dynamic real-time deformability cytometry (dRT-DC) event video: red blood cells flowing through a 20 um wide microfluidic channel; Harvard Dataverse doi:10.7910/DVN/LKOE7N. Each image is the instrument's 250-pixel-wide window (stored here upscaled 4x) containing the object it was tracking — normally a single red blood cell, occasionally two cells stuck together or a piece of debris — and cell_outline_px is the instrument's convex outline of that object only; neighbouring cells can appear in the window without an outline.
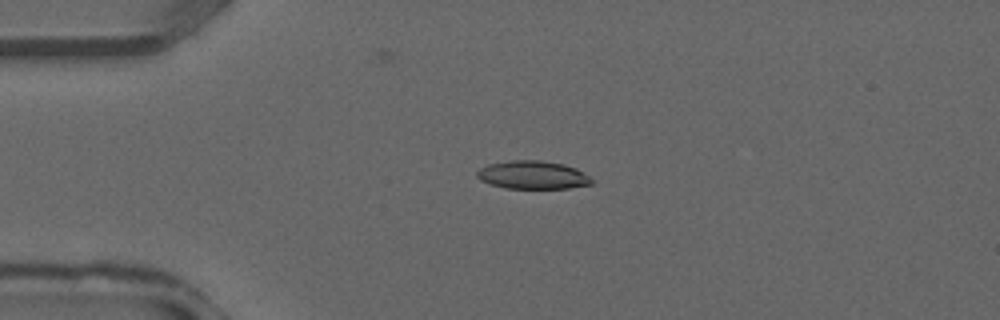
{"species": "common noctule bat (a hibernating species)", "species_latin": "Nyctalus noctula", "temperature_condition": "warm", "stored_images_in_passage": 37, "camera_frame_rate_fps": 3000, "um_per_image_px": 0.085, "animal": {"sex": "male", "forearm_length_mm": 52.5}, "frame": {"image": 1, "passage_image": 9, "time_ms": 2.667, "image_size_px": [1000, 320], "cell_outline_px": [[592, 184], [568, 188], [504, 188], [480, 180], [476, 176], [476, 172], [480, 168], [488, 164], [508, 160], [540, 160], [564, 164], [576, 168], [584, 172], [592, 180]], "centroid_in_image_um": [45.26, 14.86], "position_along_channel_um": 39.7, "area_um2": 18.84}}
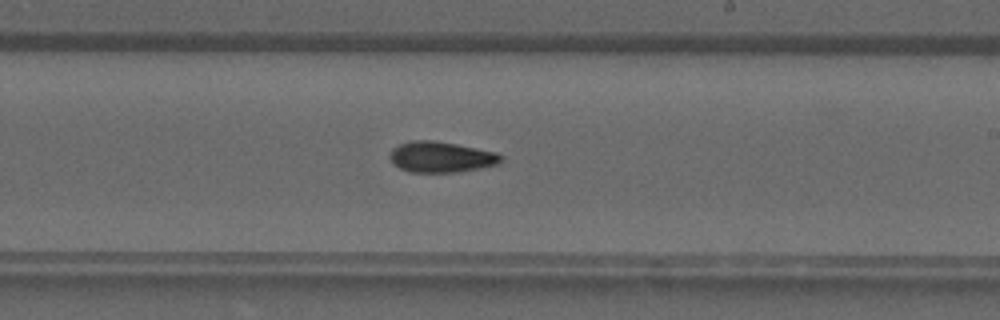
{"frame": {"image": 2, "passage_image": 22, "time_ms": 7.0, "image_size_px": [1000, 320], "cell_outline_px": [[504, 160], [500, 164], [480, 168], [456, 172], [408, 172], [392, 164], [388, 156], [392, 148], [400, 144], [412, 140], [432, 140], [456, 144], [496, 152], [504, 156]], "centroid_in_image_um": [37.49, 13.35], "position_along_channel_um": 251.5, "area_um2": 20.17}}
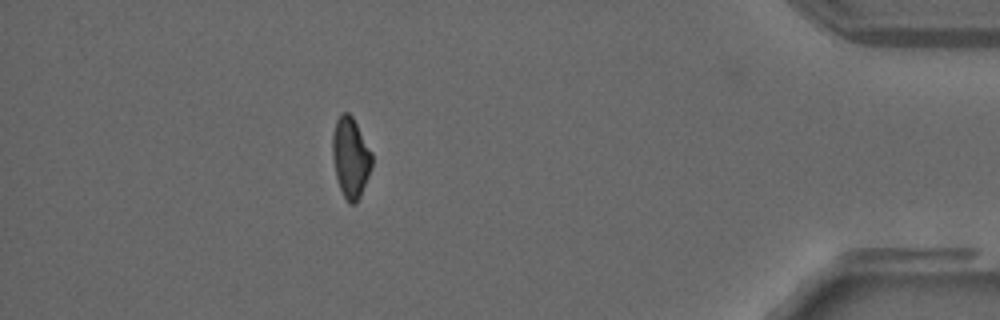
{"frame": {"image": 3, "passage_image": 33, "time_ms": 10.667, "image_size_px": [1000, 320], "cell_outline_px": [[372, 168], [360, 196], [356, 204], [348, 204], [340, 188], [336, 176], [332, 156], [332, 136], [336, 120], [340, 112], [348, 112], [352, 116], [372, 152]], "centroid_in_image_um": [29.8, 13.38], "position_along_channel_um": 405.4, "area_um2": 18.55}}